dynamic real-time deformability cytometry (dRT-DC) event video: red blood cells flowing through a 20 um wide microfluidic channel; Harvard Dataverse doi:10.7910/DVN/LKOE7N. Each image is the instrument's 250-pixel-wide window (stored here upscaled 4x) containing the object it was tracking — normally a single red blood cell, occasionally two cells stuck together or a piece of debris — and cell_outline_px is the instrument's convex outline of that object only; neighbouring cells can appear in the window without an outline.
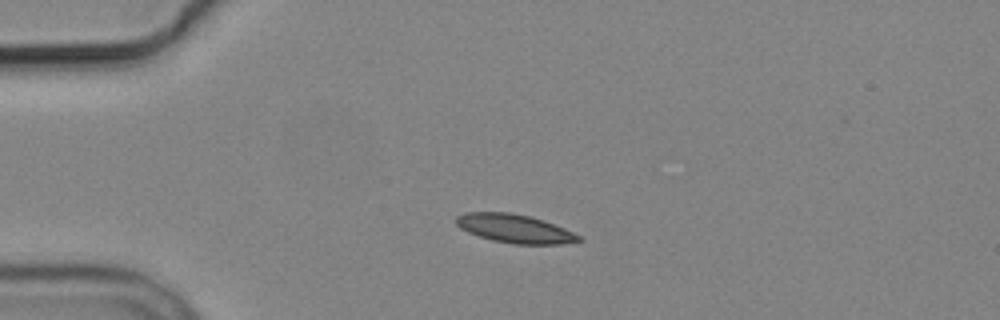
{"species": "common noctule bat (a hibernating species)", "species_latin": "Nyctalus noctula", "temperature_condition": "cold", "stored_images_in_passage": 4, "camera_frame_rate_fps": 3000, "um_per_image_px": 0.085, "animal": {"sex": "male", "body_mass_g": 19.2, "forearm_length_mm": 51.8}, "frame": {"image": 1, "passage_image": 3, "time_ms": 2.333, "image_size_px": [1000, 320], "cell_outline_px": [[584, 240], [560, 244], [512, 244], [492, 240], [468, 232], [460, 228], [456, 224], [456, 216], [464, 212], [512, 212], [528, 216], [564, 228], [580, 236]], "centroid_in_image_um": [43.71, 19.43], "position_along_channel_um": 41.3, "area_um2": 20.23}}